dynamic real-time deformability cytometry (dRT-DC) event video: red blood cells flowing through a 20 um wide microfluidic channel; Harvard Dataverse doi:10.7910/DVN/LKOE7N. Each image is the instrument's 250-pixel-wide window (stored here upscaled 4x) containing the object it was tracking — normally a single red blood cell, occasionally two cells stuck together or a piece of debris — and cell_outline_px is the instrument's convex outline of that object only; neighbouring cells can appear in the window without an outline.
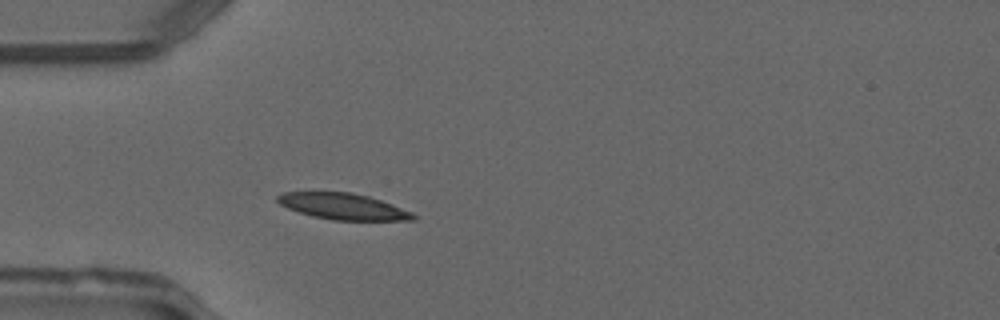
{"species": "common noctule bat (a hibernating species)", "species_latin": "Nyctalus noctula", "temperature_condition": "warm", "stored_images_in_passage": 46, "camera_frame_rate_fps": 3000, "um_per_image_px": 0.085, "animal": {"sex": "male", "forearm_length_mm": 52.5}, "frame": {"image": 1, "passage_image": 10, "time_ms": 3.0, "image_size_px": [1000, 320], "cell_outline_px": [[416, 220], [332, 220], [312, 216], [288, 208], [280, 204], [276, 200], [276, 196], [284, 192], [352, 192], [368, 196], [392, 204], [412, 212], [416, 216]], "centroid_in_image_um": [29.16, 17.54], "position_along_channel_um": 55.8, "area_um2": 20.63}}
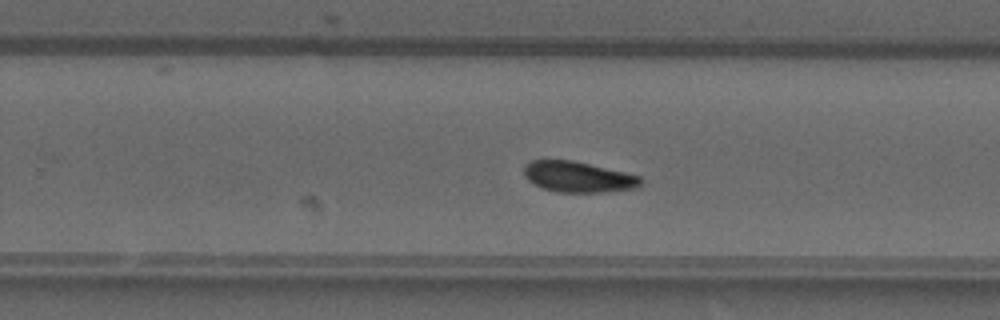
{"frame": {"image": 2, "passage_image": 27, "time_ms": 8.667, "image_size_px": [1000, 320], "cell_outline_px": [[644, 184], [636, 188], [608, 192], [556, 192], [540, 188], [528, 180], [524, 176], [524, 164], [532, 160], [572, 160], [624, 172], [640, 176], [644, 180]], "centroid_in_image_um": [49.15, 15.05], "position_along_channel_um": 280.7, "area_um2": 21.15}}
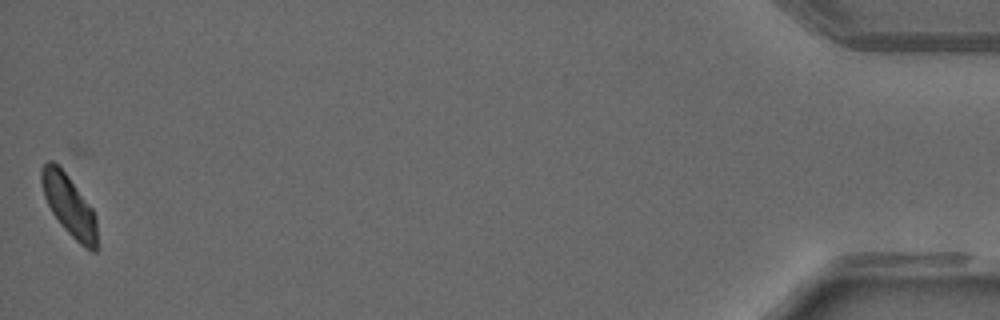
{"frame": {"image": 3, "passage_image": 45, "time_ms": 14.667, "image_size_px": [1000, 320], "cell_outline_px": [[96, 252], [92, 252], [84, 248], [60, 224], [52, 212], [44, 196], [40, 180], [40, 168], [48, 160], [52, 160], [60, 164], [92, 208], [96, 216]], "centroid_in_image_um": [5.85, 17.41], "position_along_channel_um": 429.4, "area_um2": 19.88}, "authors_computed_cell_mechanics": {"area_um2": 20.6635, "velocity_mm_per_s": 4.0929, "shape_relaxation_time_tau1_ms": 5.3316, "shape_relaxation_time_tau2_ms": 3.9001, "deformation_change_tau1": 0.1233, "deformation_change_tau2": 0.0904}}